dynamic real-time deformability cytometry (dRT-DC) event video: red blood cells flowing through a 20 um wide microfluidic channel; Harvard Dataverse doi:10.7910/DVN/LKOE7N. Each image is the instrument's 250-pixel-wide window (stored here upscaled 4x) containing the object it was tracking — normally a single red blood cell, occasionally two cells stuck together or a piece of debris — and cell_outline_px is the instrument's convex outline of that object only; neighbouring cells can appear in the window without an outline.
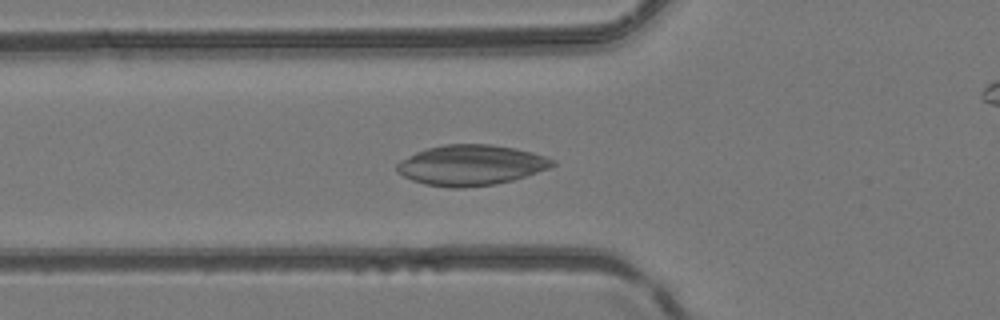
{"species": "common noctule bat (a hibernating species)", "species_latin": "Nyctalus noctula", "temperature_condition": "room temperature", "stored_images_in_passage": 35, "camera_frame_rate_fps": 3000, "um_per_image_px": 0.085, "animal": {"sex": "female", "body_mass_g": 24.6, "forearm_length_mm": 56.2}, "frame": {"image": 1, "passage_image": 8, "time_ms": 2.333, "image_size_px": [1000, 320], "cell_outline_px": [[556, 164], [552, 168], [512, 180], [492, 184], [464, 188], [448, 188], [424, 184], [412, 180], [396, 172], [396, 164], [400, 160], [416, 152], [428, 148], [444, 144], [492, 144], [516, 148], [532, 152], [556, 160]], "centroid_in_image_um": [40.04, 14.03], "position_along_channel_um": 85.8, "area_um2": 36.88}}
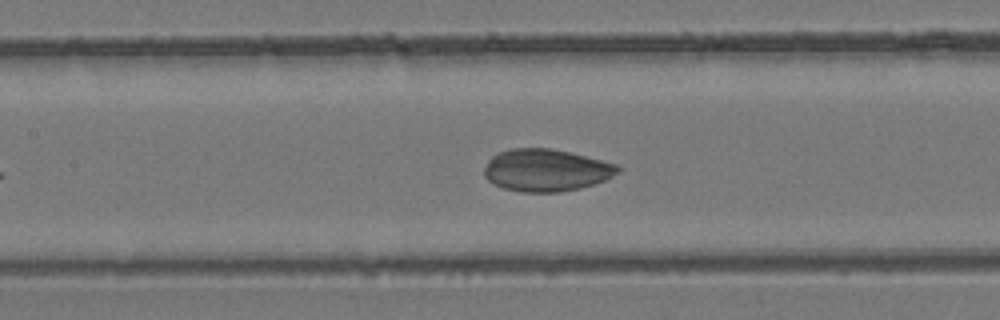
{"frame": {"image": 2, "passage_image": 13, "time_ms": 4.0, "image_size_px": [1000, 320], "cell_outline_px": [[620, 172], [604, 180], [580, 188], [556, 192], [520, 192], [504, 188], [492, 184], [484, 176], [484, 168], [488, 160], [496, 152], [512, 148], [548, 148], [568, 152], [616, 164], [620, 168]], "centroid_in_image_um": [46.36, 14.47], "position_along_channel_um": 161.0, "area_um2": 32.77}}
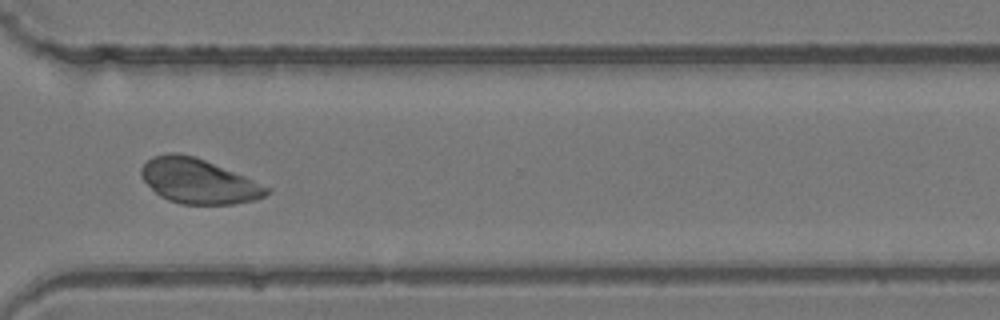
{"frame": {"image": 3, "passage_image": 26, "time_ms": 8.333, "image_size_px": [1000, 320], "cell_outline_px": [[272, 192], [256, 200], [232, 204], [180, 204], [168, 200], [160, 196], [140, 176], [140, 168], [152, 156], [168, 152], [176, 152], [192, 156], [204, 160], [244, 176], [272, 188]], "centroid_in_image_um": [16.87, 15.4], "position_along_channel_um": 353.7, "area_um2": 32.66}}